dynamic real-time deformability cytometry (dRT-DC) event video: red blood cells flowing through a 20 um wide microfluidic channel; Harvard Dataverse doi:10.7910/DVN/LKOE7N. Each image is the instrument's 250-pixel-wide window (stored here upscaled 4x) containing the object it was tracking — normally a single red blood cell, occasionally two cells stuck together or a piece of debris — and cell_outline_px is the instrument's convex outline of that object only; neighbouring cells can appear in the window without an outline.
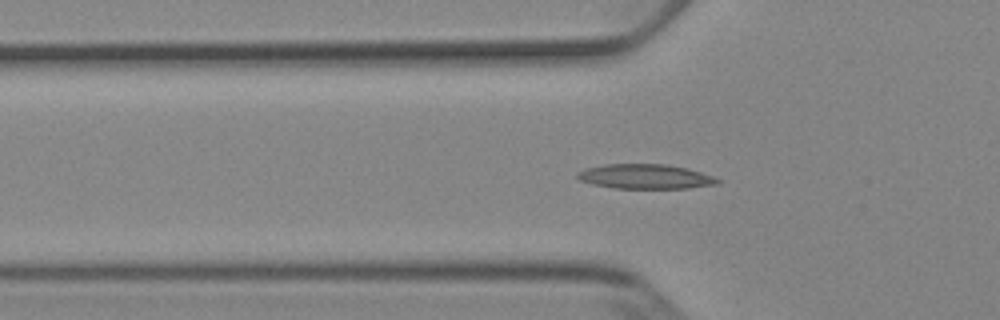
{"species": "Egyptian fruit bat (a non-hibernating species)", "species_latin": "Rousettus aegyptiacus", "temperature_condition": "cold", "stored_images_in_passage": 6, "camera_frame_rate_fps": 3000, "um_per_image_px": 0.085, "animal": {"sex": "female"}, "frame": {"image": 1, "passage_image": 6, "time_ms": 5.667, "image_size_px": [1000, 320], "cell_outline_px": [[720, 184], [688, 188], [612, 188], [592, 184], [580, 180], [576, 176], [576, 172], [584, 168], [604, 164], [668, 164], [688, 168], [712, 176], [720, 180]], "centroid_in_image_um": [54.83, 15.0], "position_along_channel_um": 71.0, "area_um2": 20.29}}